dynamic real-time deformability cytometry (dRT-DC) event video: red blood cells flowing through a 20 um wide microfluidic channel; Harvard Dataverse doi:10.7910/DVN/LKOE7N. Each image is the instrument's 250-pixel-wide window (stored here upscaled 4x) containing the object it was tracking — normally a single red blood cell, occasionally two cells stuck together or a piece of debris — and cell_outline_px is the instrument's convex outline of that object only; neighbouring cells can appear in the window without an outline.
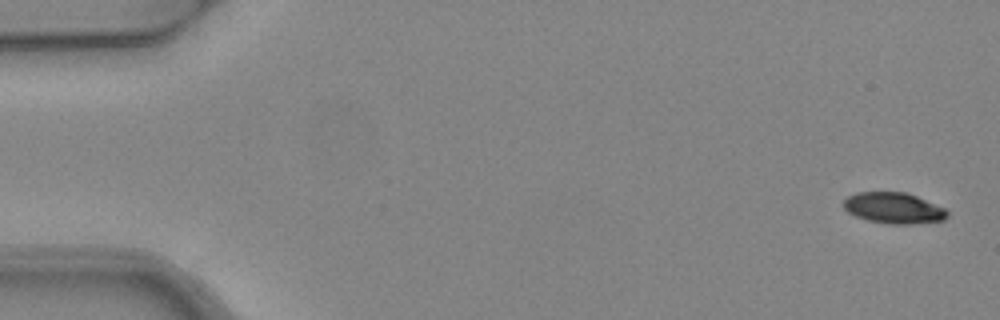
{"species": "common noctule bat (a hibernating species)", "species_latin": "Nyctalus noctula", "temperature_condition": "warm", "stored_images_in_passage": 3, "camera_frame_rate_fps": 3000, "um_per_image_px": 0.085, "animal": {"sex": "female", "body_mass_g": 24.6, "forearm_length_mm": 56.2}, "frame": {"image": 1, "passage_image": 1, "time_ms": 0.0, "image_size_px": [1000, 320], "cell_outline_px": [[948, 216], [944, 220], [912, 224], [888, 224], [868, 220], [856, 216], [848, 212], [844, 208], [844, 200], [848, 196], [856, 192], [908, 192], [944, 208], [948, 212]], "centroid_in_image_um": [75.97, 17.68], "position_along_channel_um": 9.0, "area_um2": 18.73}}
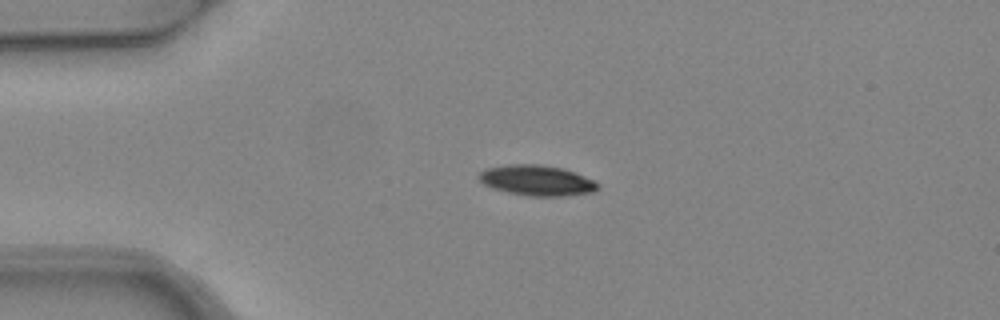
{"frame": {"image": 2, "passage_image": 3, "time_ms": 0.667, "image_size_px": [1000, 320], "cell_outline_px": [[600, 188], [592, 192], [560, 196], [528, 196], [508, 192], [492, 188], [484, 184], [480, 180], [480, 172], [488, 168], [512, 164], [540, 164], [564, 168], [576, 172], [592, 180]], "centroid_in_image_um": [45.64, 15.33], "position_along_channel_um": 39.4, "area_um2": 20.87}}